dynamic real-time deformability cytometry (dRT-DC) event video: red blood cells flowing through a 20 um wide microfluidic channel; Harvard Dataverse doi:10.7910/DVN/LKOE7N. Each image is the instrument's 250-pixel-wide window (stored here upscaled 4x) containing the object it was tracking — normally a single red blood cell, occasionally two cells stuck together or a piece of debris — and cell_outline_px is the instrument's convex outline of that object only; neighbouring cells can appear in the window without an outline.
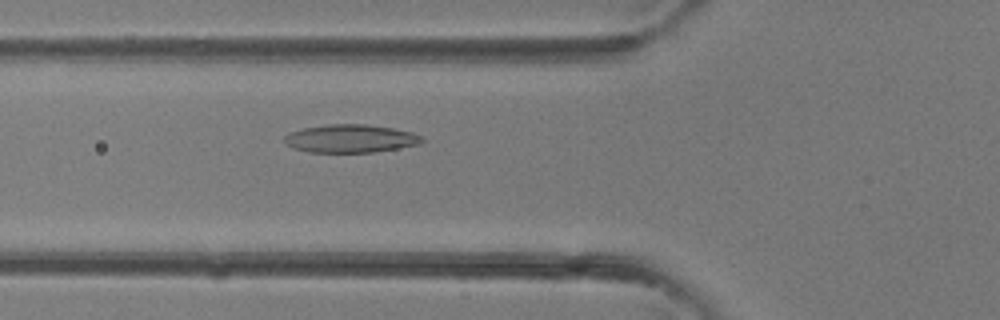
{"species": "common noctule bat (a hibernating species)", "species_latin": "Nyctalus noctula", "temperature_condition": "room temperature", "stored_images_in_passage": 26, "camera_frame_rate_fps": 3000, "um_per_image_px": 0.085, "animal": {"sex": "female"}, "frame": {"image": 1, "passage_image": 3, "time_ms": 0.667, "image_size_px": [1000, 320], "cell_outline_px": [[424, 140], [420, 144], [372, 152], [308, 152], [284, 144], [284, 136], [288, 132], [304, 128], [328, 124], [364, 124], [392, 128], [412, 132], [424, 136]], "centroid_in_image_um": [29.78, 11.77], "position_along_channel_um": 96.0, "area_um2": 22.48}}
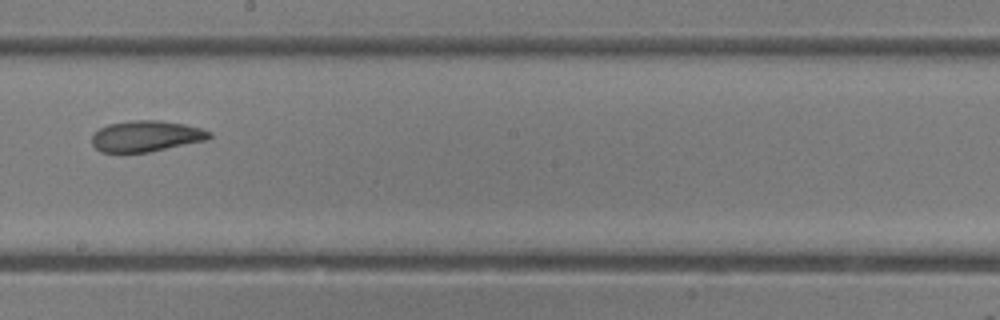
{"frame": {"image": 2, "passage_image": 11, "time_ms": 3.333, "image_size_px": [1000, 320], "cell_outline_px": [[212, 136], [208, 140], [148, 152], [100, 152], [92, 144], [92, 132], [108, 124], [136, 120], [156, 120], [184, 124], [200, 128], [212, 132]], "centroid_in_image_um": [12.42, 11.57], "position_along_channel_um": 235.8, "area_um2": 21.21}}
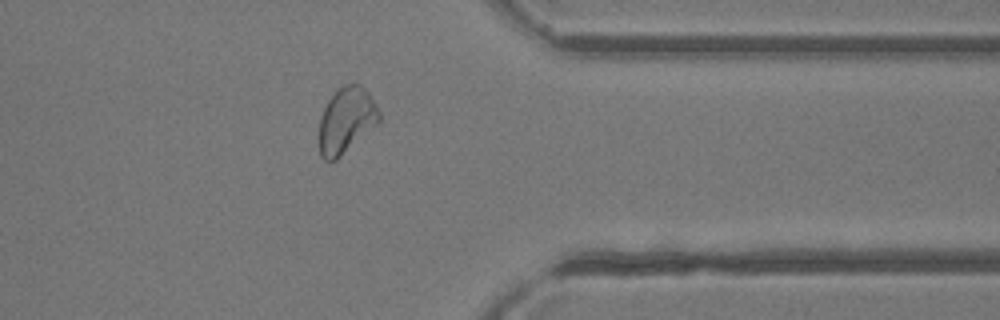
{"frame": {"image": 3, "passage_image": 20, "time_ms": 6.333, "image_size_px": [1000, 320], "cell_outline_px": [[380, 120], [336, 160], [328, 164], [320, 156], [320, 116], [328, 100], [344, 84], [360, 84], [368, 92], [376, 104], [380, 112]], "centroid_in_image_um": [29.42, 10.24], "position_along_channel_um": 382.0, "area_um2": 22.66}}